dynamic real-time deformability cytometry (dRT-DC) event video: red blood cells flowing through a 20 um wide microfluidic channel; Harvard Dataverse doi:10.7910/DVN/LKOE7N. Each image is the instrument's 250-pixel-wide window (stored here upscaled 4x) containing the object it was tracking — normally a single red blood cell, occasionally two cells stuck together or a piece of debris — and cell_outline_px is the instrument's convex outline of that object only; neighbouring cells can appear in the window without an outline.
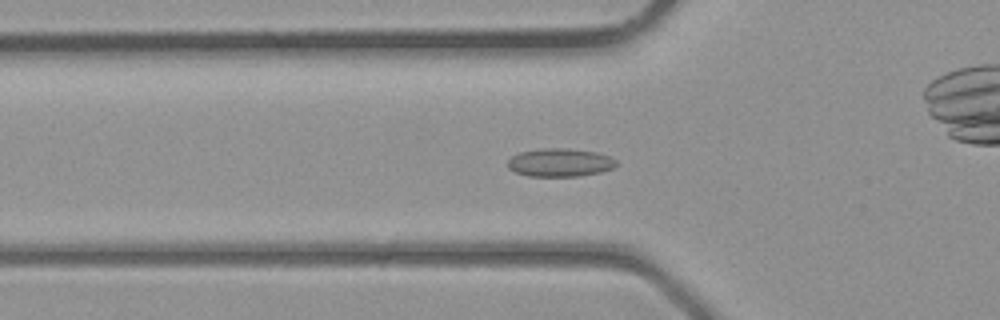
{"species": "common noctule bat (a hibernating species)", "species_latin": "Nyctalus noctula", "temperature_condition": "room temperature", "stored_images_in_passage": 26, "camera_frame_rate_fps": 3000, "um_per_image_px": 0.085, "animal": {"sex": "male", "body_mass_g": 23.1, "forearm_length_mm": 52.7}, "frame": {"image": 1, "passage_image": 5, "time_ms": 1.333, "image_size_px": [1000, 320], "cell_outline_px": [[620, 164], [612, 168], [600, 172], [580, 176], [528, 176], [516, 172], [508, 168], [508, 160], [512, 156], [520, 152], [540, 148], [568, 148], [596, 152], [608, 156], [616, 160]], "centroid_in_image_um": [47.6, 13.81], "position_along_channel_um": 78.2, "area_um2": 17.92}}
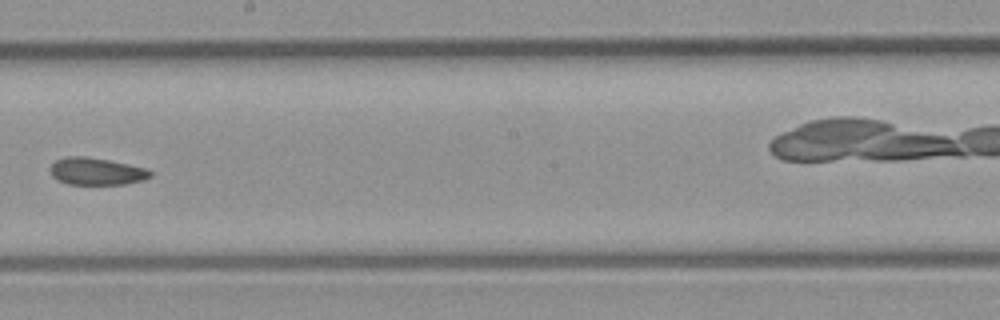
{"frame": {"image": 2, "passage_image": 14, "time_ms": 4.333, "image_size_px": [1000, 320], "cell_outline_px": [[152, 176], [144, 180], [124, 184], [68, 184], [52, 176], [52, 164], [56, 160], [64, 156], [84, 156], [108, 160], [128, 164], [144, 168], [152, 172]], "centroid_in_image_um": [8.22, 14.56], "position_along_channel_um": 240.0, "area_um2": 15.66}}
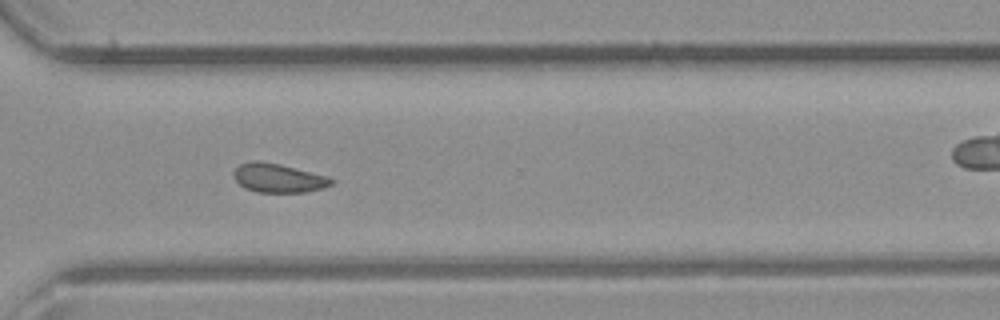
{"frame": {"image": 3, "passage_image": 20, "time_ms": 6.333, "image_size_px": [1000, 320], "cell_outline_px": [[336, 180], [332, 184], [324, 188], [304, 192], [256, 192], [244, 188], [236, 180], [232, 172], [240, 164], [252, 160], [260, 160], [280, 164], [328, 176]], "centroid_in_image_um": [23.66, 15.12], "position_along_channel_um": 346.9, "area_um2": 16.59}}